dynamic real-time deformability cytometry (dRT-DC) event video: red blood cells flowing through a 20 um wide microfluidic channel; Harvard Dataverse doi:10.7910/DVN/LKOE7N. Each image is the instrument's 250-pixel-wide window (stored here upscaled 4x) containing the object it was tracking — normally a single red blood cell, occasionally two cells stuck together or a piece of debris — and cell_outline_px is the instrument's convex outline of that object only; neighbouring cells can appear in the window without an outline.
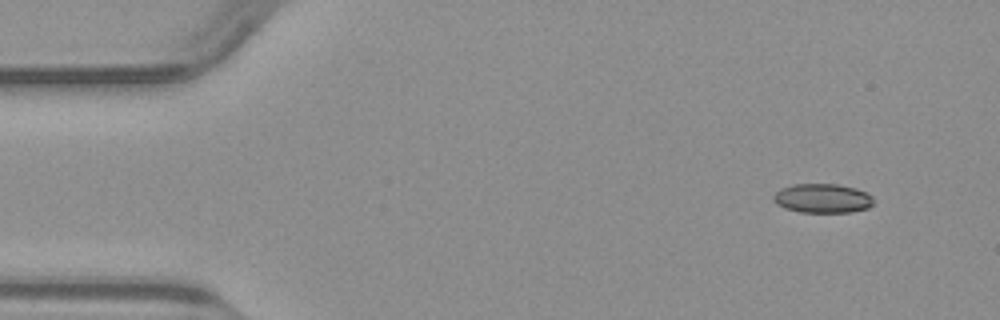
{"species": "common noctule bat (a hibernating species)", "species_latin": "Nyctalus noctula", "temperature_condition": "warm", "stored_images_in_passage": 47, "camera_frame_rate_fps": 3000, "um_per_image_px": 0.085, "animal": {"sex": "male", "body_mass_g": 23.1, "forearm_length_mm": 52.7}, "frame": {"image": 1, "passage_image": 1, "time_ms": 0.0, "image_size_px": [1000, 320], "cell_outline_px": [[872, 204], [868, 208], [852, 212], [800, 212], [784, 208], [776, 204], [772, 200], [772, 196], [780, 188], [792, 184], [836, 184], [856, 188], [872, 196]], "centroid_in_image_um": [69.86, 16.86], "position_along_channel_um": 15.1, "area_um2": 17.11}}
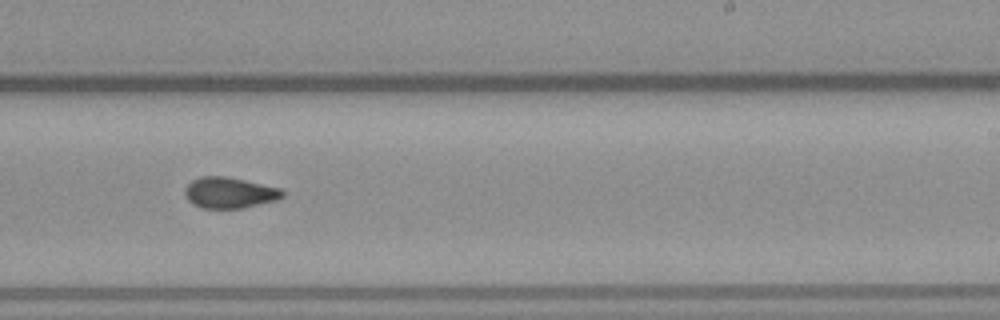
{"frame": {"image": 2, "passage_image": 27, "time_ms": 8.667, "image_size_px": [1000, 320], "cell_outline_px": [[284, 196], [276, 200], [244, 208], [200, 208], [192, 204], [184, 196], [184, 188], [192, 180], [200, 176], [224, 176], [244, 180], [280, 188], [284, 192]], "centroid_in_image_um": [19.47, 16.38], "position_along_channel_um": 269.5, "area_um2": 17.69}}
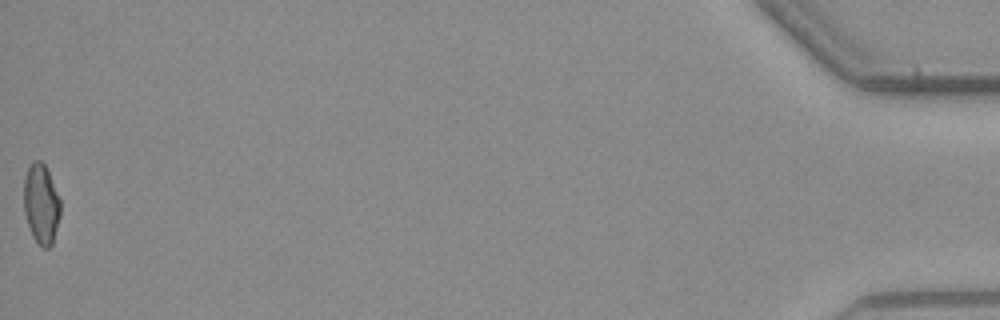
{"frame": {"image": 3, "passage_image": 47, "time_ms": 15.333, "image_size_px": [1000, 320], "cell_outline_px": [[60, 216], [52, 244], [48, 248], [44, 248], [32, 236], [24, 212], [24, 176], [32, 160], [40, 160], [44, 164], [48, 172], [60, 200]], "centroid_in_image_um": [3.49, 17.32], "position_along_channel_um": 431.7, "area_um2": 16.88}}